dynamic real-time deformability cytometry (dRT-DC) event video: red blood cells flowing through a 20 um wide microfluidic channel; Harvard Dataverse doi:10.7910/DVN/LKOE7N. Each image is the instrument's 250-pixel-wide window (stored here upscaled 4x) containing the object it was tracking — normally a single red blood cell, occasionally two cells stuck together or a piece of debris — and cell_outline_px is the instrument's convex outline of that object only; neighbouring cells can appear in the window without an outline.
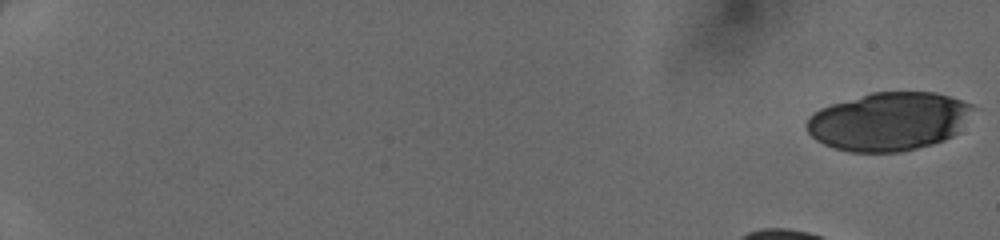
{"species": "human", "species_latin": "Homo sapiens", "temperature_condition": "cold", "stored_images_in_passage": 40, "camera_frame_rate_fps": 3000, "um_per_image_px": 0.085, "donor": {"sex": "female"}, "frame": {"image": 1, "passage_image": 1, "time_ms": 0.0, "image_size_px": [1000, 240], "cell_outline_px": [[980, 108], [952, 136], [944, 140], [932, 144], [900, 152], [852, 152], [836, 148], [824, 144], [816, 140], [808, 132], [804, 124], [808, 116], [812, 112], [828, 104], [872, 92], [936, 92], [972, 104]], "centroid_in_image_um": [75.55, 10.31], "position_along_channel_um": 9.4, "area_um2": 57.11}}
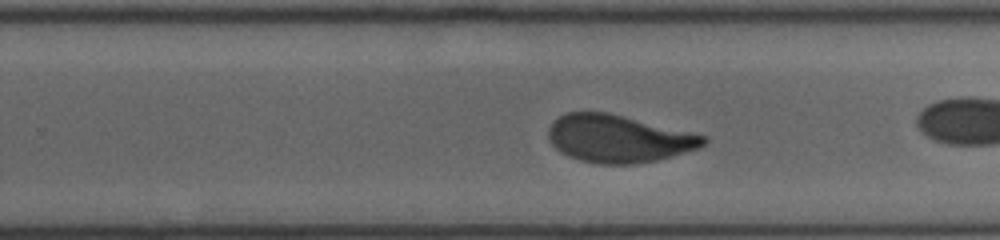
{"frame": {"image": 2, "passage_image": 32, "time_ms": 10.333, "image_size_px": [1000, 240], "cell_outline_px": [[708, 140], [700, 148], [672, 156], [656, 160], [636, 164], [596, 164], [580, 160], [568, 156], [560, 152], [552, 144], [548, 136], [548, 128], [560, 116], [568, 112], [608, 112], [708, 136]], "centroid_in_image_um": [52.59, 11.79], "position_along_channel_um": 277.2, "area_um2": 42.95}}
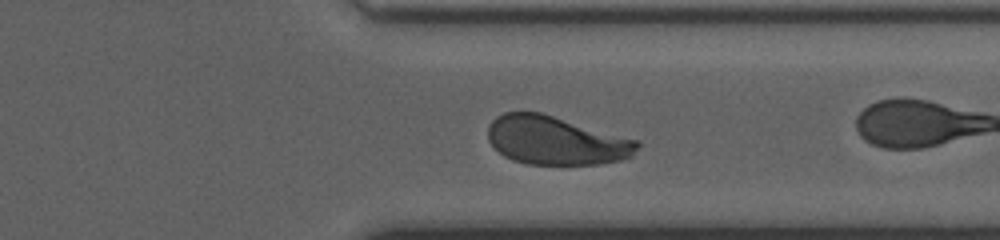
{"frame": {"image": 3, "passage_image": 38, "time_ms": 12.333, "image_size_px": [1000, 240], "cell_outline_px": [[640, 144], [632, 156], [620, 160], [600, 164], [528, 164], [512, 160], [504, 156], [488, 140], [488, 124], [496, 116], [504, 112], [540, 112], [640, 140]], "centroid_in_image_um": [47.26, 11.93], "position_along_channel_um": 364.1, "area_um2": 42.37}}